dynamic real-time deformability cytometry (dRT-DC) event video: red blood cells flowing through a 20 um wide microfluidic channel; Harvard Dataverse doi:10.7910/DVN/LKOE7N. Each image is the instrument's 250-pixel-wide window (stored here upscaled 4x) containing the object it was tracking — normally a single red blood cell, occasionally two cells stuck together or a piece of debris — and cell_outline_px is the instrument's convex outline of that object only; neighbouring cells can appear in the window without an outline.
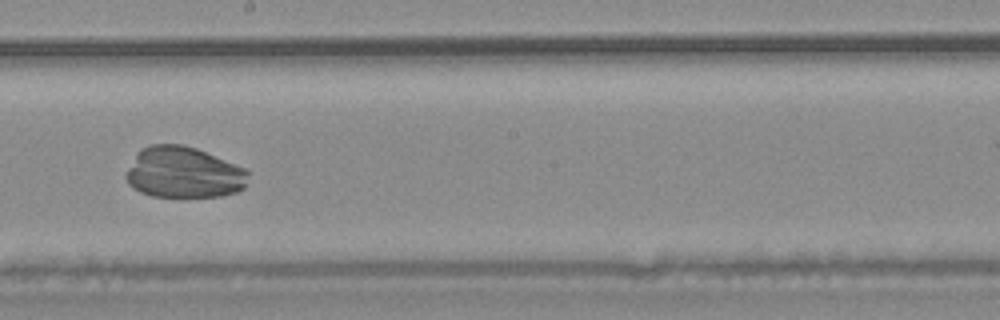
{"species": "common noctule bat (a hibernating species)", "species_latin": "Nyctalus noctula", "temperature_condition": "warm", "stored_images_in_passage": 28, "camera_frame_rate_fps": 3000, "um_per_image_px": 0.085, "animal": {"sex": "male", "body_mass_g": 20.4}, "frame": {"image": 1, "passage_image": 12, "time_ms": 3.667, "image_size_px": [1000, 320], "cell_outline_px": [[248, 172], [244, 188], [236, 192], [220, 196], [152, 196], [140, 192], [132, 188], [128, 184], [124, 176], [136, 152], [152, 144], [184, 144], [196, 148], [244, 168]], "centroid_in_image_um": [15.56, 14.66], "position_along_channel_um": 232.6, "area_um2": 36.3}}